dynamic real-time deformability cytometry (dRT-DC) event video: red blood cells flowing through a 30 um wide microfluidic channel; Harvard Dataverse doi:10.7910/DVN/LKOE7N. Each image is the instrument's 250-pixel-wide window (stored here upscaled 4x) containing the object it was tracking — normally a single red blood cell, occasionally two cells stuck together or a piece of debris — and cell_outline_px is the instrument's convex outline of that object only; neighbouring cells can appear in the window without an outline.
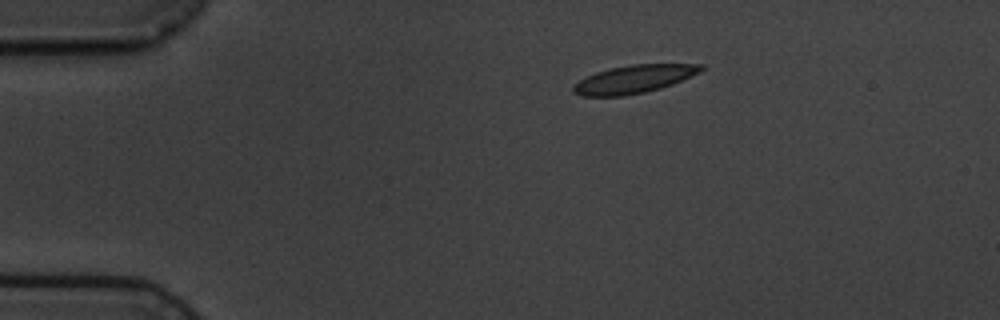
{"species": "common noctule bat (a hibernating species)", "species_latin": "Nyctalus noctula", "temperature_condition": "cold", "stored_images_in_passage": 4, "camera_frame_rate_fps": 3000, "um_per_image_px": 0.085, "animal": {"sex": "male", "body_mass_g": 19.5, "forearm_length_mm": 54.6}, "frame": {"image": 1, "passage_image": 1, "time_ms": 0.0, "image_size_px": [1000, 320], "cell_outline_px": [[704, 68], [700, 72], [672, 84], [660, 88], [644, 92], [624, 96], [580, 96], [572, 92], [572, 84], [596, 72], [612, 68], [632, 64], [704, 64]], "centroid_in_image_um": [53.86, 6.73], "position_along_channel_um": 31.1, "area_um2": 20.75}}
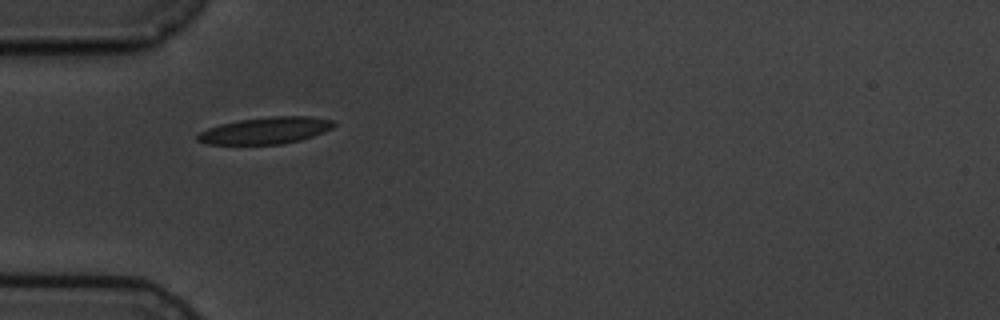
{"frame": {"image": 2, "passage_image": 3, "time_ms": 2.333, "image_size_px": [1000, 320], "cell_outline_px": [[336, 124], [332, 128], [324, 132], [300, 140], [280, 144], [208, 144], [196, 140], [196, 136], [200, 132], [208, 128], [220, 124], [240, 120], [268, 116], [312, 116], [332, 120]], "centroid_in_image_um": [22.58, 11.08], "position_along_channel_um": 62.4, "area_um2": 21.21}}
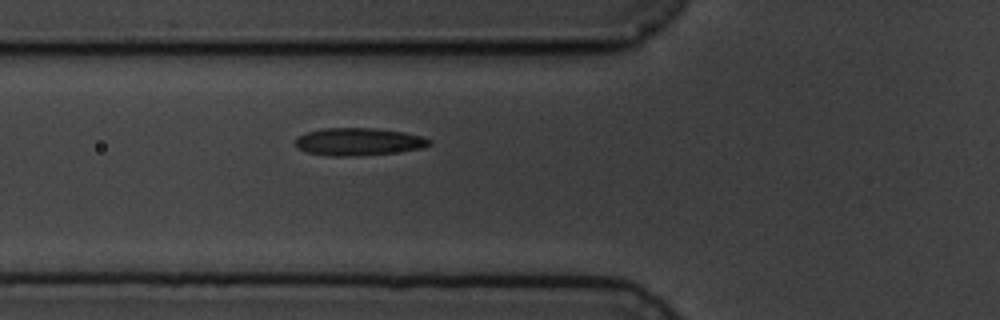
{"frame": {"image": 3, "passage_image": 4, "time_ms": 3.333, "image_size_px": [1000, 320], "cell_outline_px": [[432, 144], [424, 148], [392, 152], [352, 156], [332, 156], [308, 152], [296, 148], [296, 136], [308, 132], [324, 128], [376, 128], [404, 132], [420, 136], [432, 140]], "centroid_in_image_um": [30.48, 12.04], "position_along_channel_um": 95.3, "area_um2": 21.39}}